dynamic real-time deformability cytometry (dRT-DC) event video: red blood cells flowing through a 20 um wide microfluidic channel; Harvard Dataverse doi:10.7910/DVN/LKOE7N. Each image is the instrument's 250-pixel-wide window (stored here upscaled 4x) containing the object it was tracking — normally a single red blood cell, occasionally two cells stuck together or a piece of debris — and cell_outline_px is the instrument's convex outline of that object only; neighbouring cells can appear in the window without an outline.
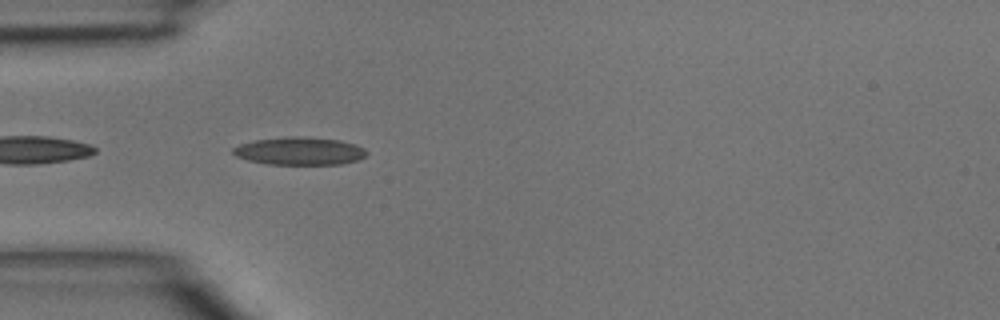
{"species": "common noctule bat (a hibernating species)", "species_latin": "Nyctalus noctula", "temperature_condition": "room temperature", "stored_images_in_passage": 4, "camera_frame_rate_fps": 3000, "um_per_image_px": 0.085, "animal": {"sex": "male", "body_mass_g": 15.6}, "frame": {"image": 1, "passage_image": 2, "time_ms": 0.333, "image_size_px": [1000, 320], "cell_outline_px": [[368, 152], [360, 160], [340, 164], [268, 164], [248, 160], [236, 156], [232, 152], [232, 148], [240, 144], [256, 140], [288, 136], [296, 136], [340, 140], [356, 144], [364, 148]], "centroid_in_image_um": [25.48, 12.84], "position_along_channel_um": 59.5, "area_um2": 21.62}}